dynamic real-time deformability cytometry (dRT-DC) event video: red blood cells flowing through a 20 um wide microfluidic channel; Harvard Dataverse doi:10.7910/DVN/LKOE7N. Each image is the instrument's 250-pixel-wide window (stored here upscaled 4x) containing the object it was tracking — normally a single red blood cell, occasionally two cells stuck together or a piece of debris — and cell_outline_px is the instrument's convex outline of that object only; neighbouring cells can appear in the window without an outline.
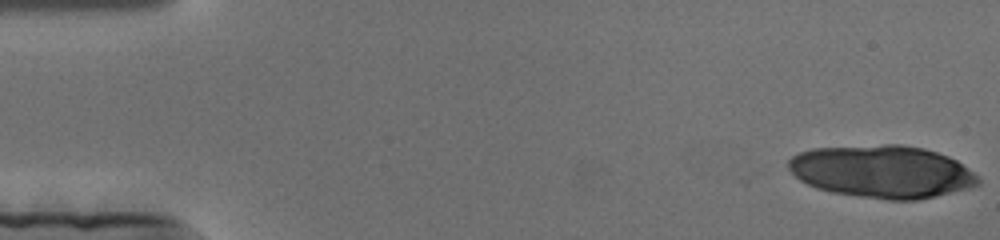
{"species": "human", "species_latin": "Homo sapiens", "temperature_condition": "cold", "stored_images_in_passage": 14, "camera_frame_rate_fps": 3000, "um_per_image_px": 0.085, "donor": {"sex": "female"}, "frame": {"image": 1, "passage_image": 1, "time_ms": 0.0, "image_size_px": [1000, 240], "cell_outline_px": [[980, 184], [968, 188], [916, 200], [888, 200], [832, 192], [816, 188], [800, 180], [788, 168], [788, 160], [792, 156], [800, 152], [812, 148], [884, 144], [900, 144], [924, 148], [948, 156], [956, 160], [972, 172], [980, 180]], "centroid_in_image_um": [74.95, 14.57], "position_along_channel_um": 10.0, "area_um2": 57.86}}